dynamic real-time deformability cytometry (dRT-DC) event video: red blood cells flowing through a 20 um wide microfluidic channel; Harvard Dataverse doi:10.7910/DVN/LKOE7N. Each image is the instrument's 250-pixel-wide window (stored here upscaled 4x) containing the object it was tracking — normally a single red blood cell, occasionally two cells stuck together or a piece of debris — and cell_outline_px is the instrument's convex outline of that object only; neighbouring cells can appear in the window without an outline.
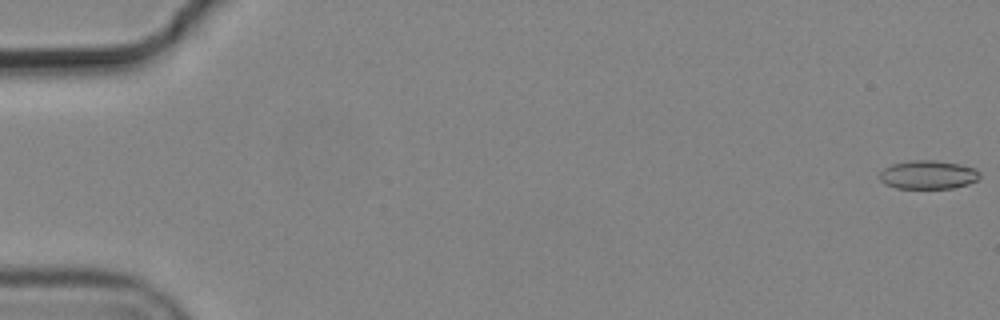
{"species": "common noctule bat (a hibernating species)", "species_latin": "Nyctalus noctula", "temperature_condition": "cold", "stored_images_in_passage": 6, "segment_of_instrument_passage": [1, 2], "camera_frame_rate_fps": 3000, "um_per_image_px": 0.085, "animal": {"sex": "male", "body_mass_g": 19.2, "forearm_length_mm": 51.8}, "frame": {"image": 1, "passage_image": 1, "time_ms": 0.0, "image_size_px": [1000, 320], "cell_outline_px": [[980, 176], [976, 180], [968, 184], [952, 188], [896, 188], [884, 184], [880, 180], [880, 172], [884, 168], [892, 164], [908, 160], [936, 160], [960, 164], [976, 168], [980, 172]], "centroid_in_image_um": [78.88, 14.84], "position_along_channel_um": 6.1, "area_um2": 16.82}}
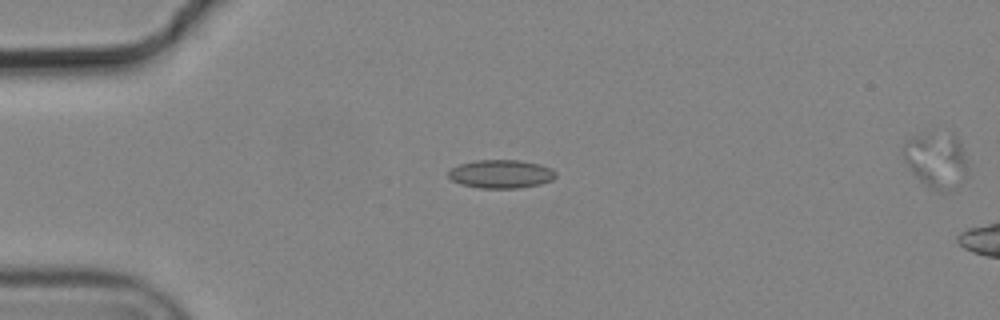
{"frame": {"image": 2, "passage_image": 4, "time_ms": 1.0, "image_size_px": [1000, 320], "cell_outline_px": [[556, 176], [552, 180], [540, 184], [520, 188], [480, 188], [460, 184], [452, 180], [448, 176], [448, 172], [452, 168], [460, 164], [476, 160], [520, 160], [540, 164], [552, 168], [556, 172]], "centroid_in_image_um": [42.6, 14.79], "position_along_channel_um": 42.4, "area_um2": 17.86}}